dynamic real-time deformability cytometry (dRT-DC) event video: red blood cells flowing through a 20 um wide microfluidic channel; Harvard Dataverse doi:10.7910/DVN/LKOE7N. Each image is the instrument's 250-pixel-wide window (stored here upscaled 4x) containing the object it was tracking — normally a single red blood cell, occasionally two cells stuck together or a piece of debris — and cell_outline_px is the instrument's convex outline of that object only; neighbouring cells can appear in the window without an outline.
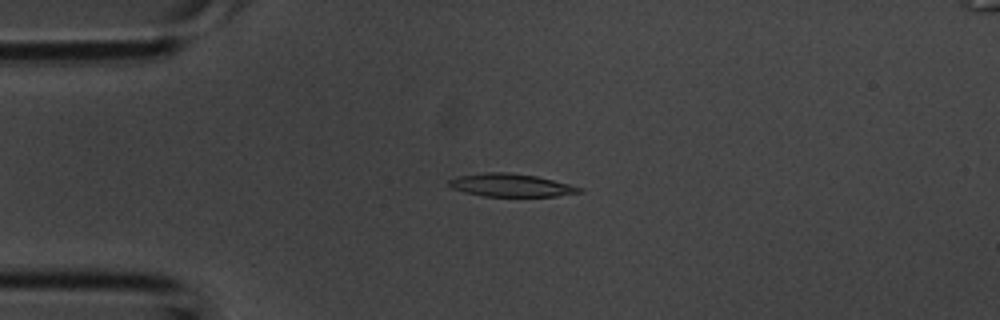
{"species": "common noctule bat (a hibernating species)", "species_latin": "Nyctalus noctula", "temperature_condition": "room temperature", "stored_images_in_passage": 37, "camera_frame_rate_fps": 3000, "um_per_image_px": 0.085, "animal": {"sex": "male", "body_mass_g": 20.1, "forearm_length_mm": 53.5}, "frame": {"image": 1, "passage_image": 8, "time_ms": 2.333, "image_size_px": [1000, 320], "cell_outline_px": [[584, 192], [556, 196], [484, 196], [464, 192], [452, 188], [448, 184], [448, 180], [456, 176], [484, 172], [508, 172], [536, 176], [584, 188]], "centroid_in_image_um": [43.41, 15.74], "position_along_channel_um": 41.6, "area_um2": 17.46}}
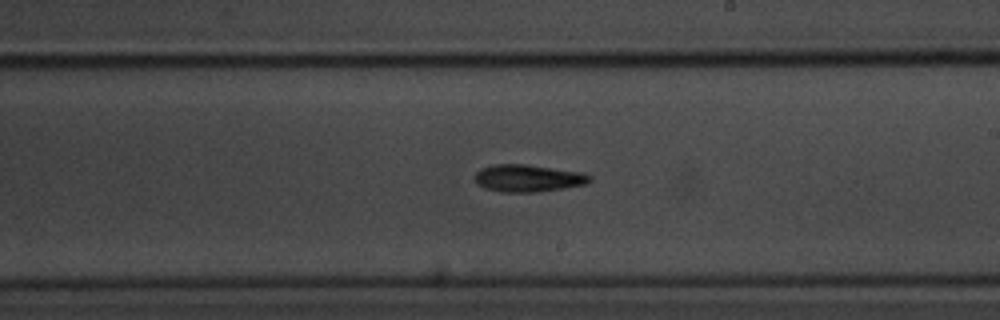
{"frame": {"image": 2, "passage_image": 21, "time_ms": 6.667, "image_size_px": [1000, 320], "cell_outline_px": [[592, 180], [588, 184], [564, 188], [536, 192], [500, 192], [484, 188], [476, 184], [476, 172], [480, 168], [492, 164], [528, 164], [584, 172], [592, 176]], "centroid_in_image_um": [44.91, 15.14], "position_along_channel_um": 244.1, "area_um2": 18.61}}
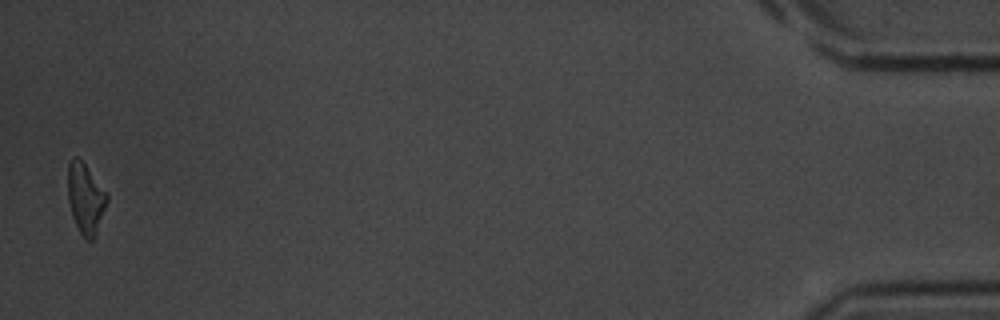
{"frame": {"image": 3, "passage_image": 37, "time_ms": 12.0, "image_size_px": [1000, 320], "cell_outline_px": [[108, 200], [96, 232], [92, 240], [88, 240], [80, 232], [72, 216], [68, 200], [68, 164], [76, 156], [84, 164], [108, 192]], "centroid_in_image_um": [7.28, 16.85], "position_along_channel_um": 427.9, "area_um2": 15.72}}